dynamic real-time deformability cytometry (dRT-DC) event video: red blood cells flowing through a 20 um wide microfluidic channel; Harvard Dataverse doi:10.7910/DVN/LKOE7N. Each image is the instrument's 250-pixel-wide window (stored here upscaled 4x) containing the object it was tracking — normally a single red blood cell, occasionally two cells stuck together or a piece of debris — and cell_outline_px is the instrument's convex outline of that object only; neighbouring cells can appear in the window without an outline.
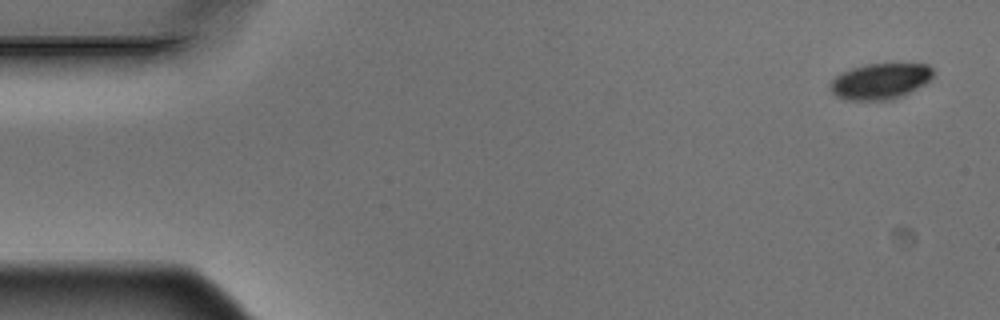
{"species": "Egyptian fruit bat (a non-hibernating species)", "species_latin": "Rousettus aegyptiacus", "temperature_condition": "warm", "stored_images_in_passage": 6, "camera_frame_rate_fps": 3000, "um_per_image_px": 0.085, "animal": {"sex": "male"}, "frame": {"image": 1, "passage_image": 1, "time_ms": 0.0, "image_size_px": [1000, 320], "cell_outline_px": [[932, 76], [924, 84], [904, 96], [892, 100], [844, 100], [836, 96], [832, 92], [828, 84], [840, 72], [864, 64], [928, 64], [932, 68]], "centroid_in_image_um": [74.78, 6.91], "position_along_channel_um": 10.2, "area_um2": 21.68}}
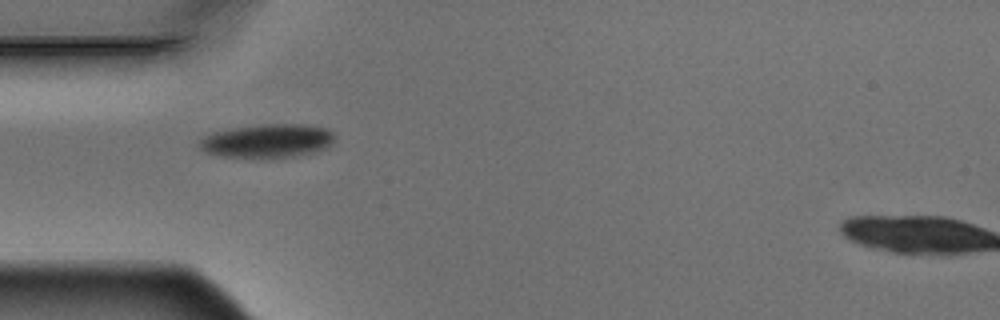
{"frame": {"image": 2, "passage_image": 5, "time_ms": 1.333, "image_size_px": [1000, 320], "cell_outline_px": [[336, 140], [328, 148], [316, 152], [296, 156], [268, 160], [224, 156], [204, 152], [196, 144], [204, 136], [212, 132], [228, 128], [260, 124], [304, 124], [328, 128], [336, 136]], "centroid_in_image_um": [22.75, 11.99], "position_along_channel_um": 62.2, "area_um2": 27.69}}
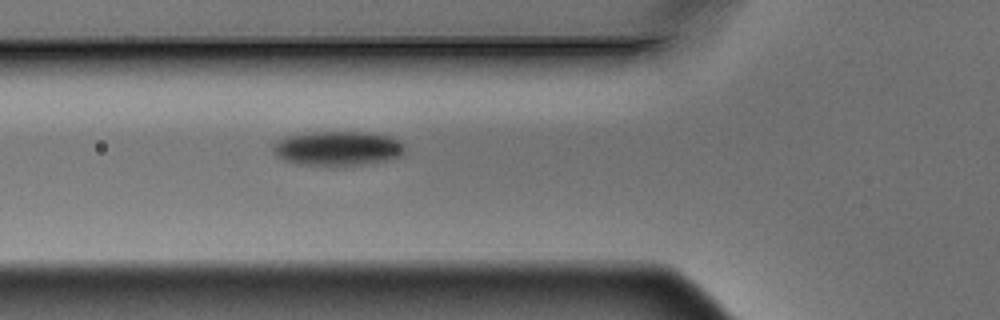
{"frame": {"image": 3, "passage_image": 6, "time_ms": 1.667, "image_size_px": [1000, 320], "cell_outline_px": [[404, 152], [400, 156], [388, 160], [364, 164], [336, 168], [300, 164], [284, 160], [276, 156], [272, 152], [272, 144], [288, 136], [312, 132], [368, 132], [392, 136], [400, 140], [404, 144]], "centroid_in_image_um": [28.72, 12.64], "position_along_channel_um": 97.1, "area_um2": 27.17}}